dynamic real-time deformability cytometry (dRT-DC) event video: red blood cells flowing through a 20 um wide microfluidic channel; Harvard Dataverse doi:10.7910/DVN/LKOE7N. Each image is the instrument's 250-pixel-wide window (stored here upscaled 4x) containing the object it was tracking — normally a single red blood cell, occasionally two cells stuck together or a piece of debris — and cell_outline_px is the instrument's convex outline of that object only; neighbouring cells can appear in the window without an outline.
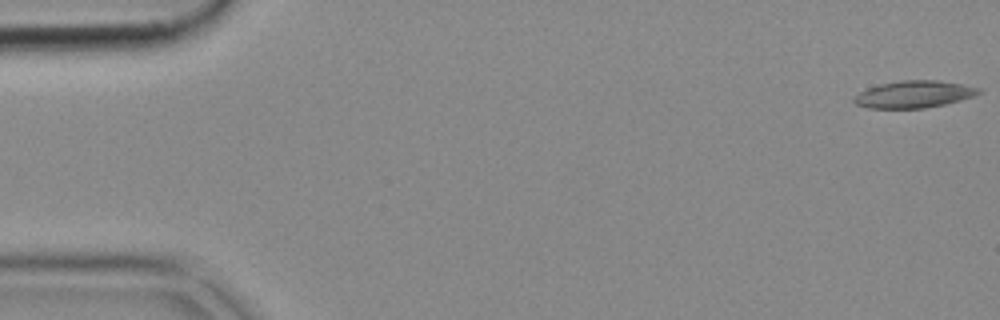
{"species": "common noctule bat (a hibernating species)", "species_latin": "Nyctalus noctula", "temperature_condition": "cold", "stored_images_in_passage": 52, "camera_frame_rate_fps": 3000, "um_per_image_px": 0.085, "animal": {"sex": "female", "body_mass_g": 18.4}, "frame": {"image": 1, "passage_image": 1, "time_ms": 0.0, "image_size_px": [1000, 320], "cell_outline_px": [[980, 92], [972, 96], [960, 100], [944, 104], [924, 108], [868, 108], [856, 104], [852, 100], [860, 92], [868, 88], [880, 84], [900, 80], [936, 80], [960, 84], [980, 88]], "centroid_in_image_um": [77.65, 8.01], "position_along_channel_um": 7.3, "area_um2": 19.36}}
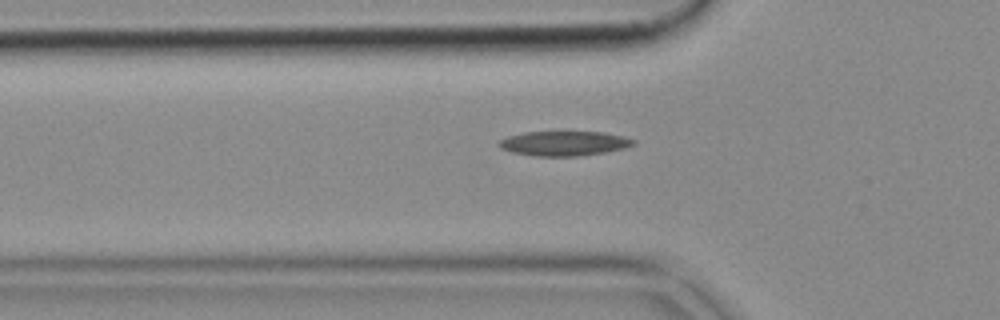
{"frame": {"image": 2, "passage_image": 17, "time_ms": 5.333, "image_size_px": [1000, 320], "cell_outline_px": [[636, 144], [624, 148], [604, 152], [576, 156], [536, 156], [512, 152], [500, 148], [496, 144], [500, 140], [508, 136], [524, 132], [604, 132], [624, 136], [636, 140]], "centroid_in_image_um": [47.94, 12.18], "position_along_channel_um": 77.9, "area_um2": 19.31}}
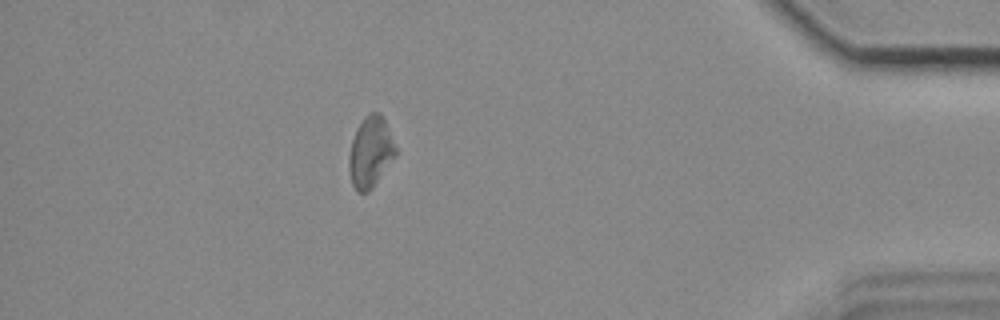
{"frame": {"image": 3, "passage_image": 46, "time_ms": 15.0, "image_size_px": [1000, 320], "cell_outline_px": [[396, 156], [372, 188], [368, 192], [356, 192], [352, 184], [348, 168], [348, 156], [352, 140], [356, 128], [364, 116], [368, 112], [380, 112], [384, 120], [396, 148]], "centroid_in_image_um": [31.46, 12.93], "position_along_channel_um": 403.7, "area_um2": 19.31}}